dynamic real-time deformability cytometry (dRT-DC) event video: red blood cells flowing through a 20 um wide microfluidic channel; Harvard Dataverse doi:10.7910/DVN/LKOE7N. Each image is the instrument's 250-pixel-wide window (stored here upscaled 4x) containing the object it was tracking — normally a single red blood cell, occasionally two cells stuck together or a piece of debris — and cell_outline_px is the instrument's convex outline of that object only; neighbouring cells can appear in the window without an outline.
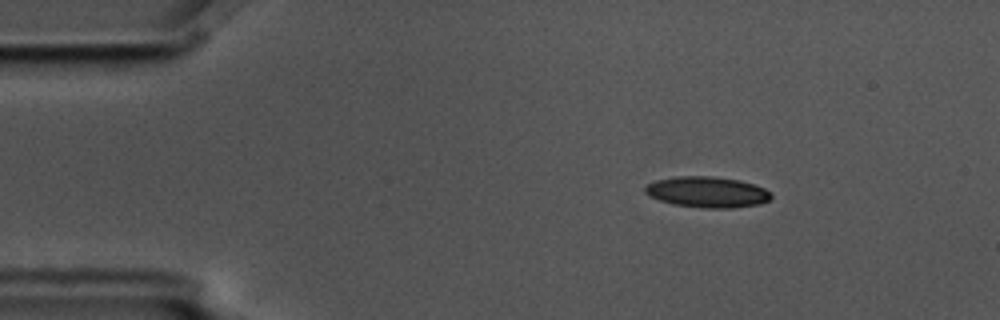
{"species": "common noctule bat (a hibernating species)", "species_latin": "Nyctalus noctula", "temperature_condition": "cold", "stored_images_in_passage": 4, "camera_frame_rate_fps": 3000, "um_per_image_px": 0.085, "animal": {"sex": "male", "body_mass_g": 17.5, "forearm_length_mm": 52.3}, "frame": {"image": 1, "passage_image": 2, "time_ms": 0.333, "image_size_px": [1000, 320], "cell_outline_px": [[772, 196], [768, 200], [760, 204], [732, 208], [704, 208], [672, 204], [648, 196], [644, 192], [644, 188], [648, 184], [656, 180], [676, 176], [712, 176], [740, 180], [764, 188], [772, 192]], "centroid_in_image_um": [60.11, 16.32], "position_along_channel_um": 24.9, "area_um2": 22.77}}